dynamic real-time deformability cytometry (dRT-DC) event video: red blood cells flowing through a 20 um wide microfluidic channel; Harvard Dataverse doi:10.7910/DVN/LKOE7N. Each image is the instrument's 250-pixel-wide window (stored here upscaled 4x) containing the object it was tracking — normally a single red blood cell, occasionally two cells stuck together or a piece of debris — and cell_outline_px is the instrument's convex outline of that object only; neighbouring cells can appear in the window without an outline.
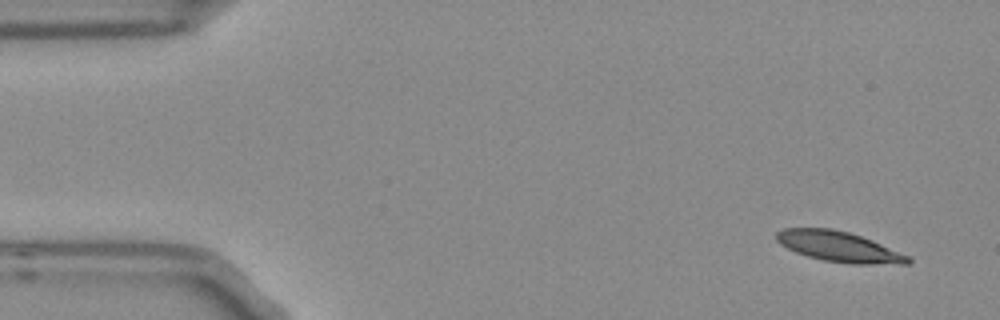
{"species": "Egyptian fruit bat (a non-hibernating species)", "species_latin": "Rousettus aegyptiacus", "temperature_condition": "room temperature", "stored_images_in_passage": 4, "camera_frame_rate_fps": 3000, "um_per_image_px": 0.085, "frame": {"image": 1, "passage_image": 1, "time_ms": 0.0, "image_size_px": [1000, 320], "cell_outline_px": [[912, 264], [852, 264], [824, 260], [808, 256], [796, 252], [780, 244], [776, 240], [776, 232], [784, 228], [832, 228], [848, 232], [872, 240], [912, 256]], "centroid_in_image_um": [71.37, 20.97], "position_along_channel_um": 13.6, "area_um2": 23.41}}
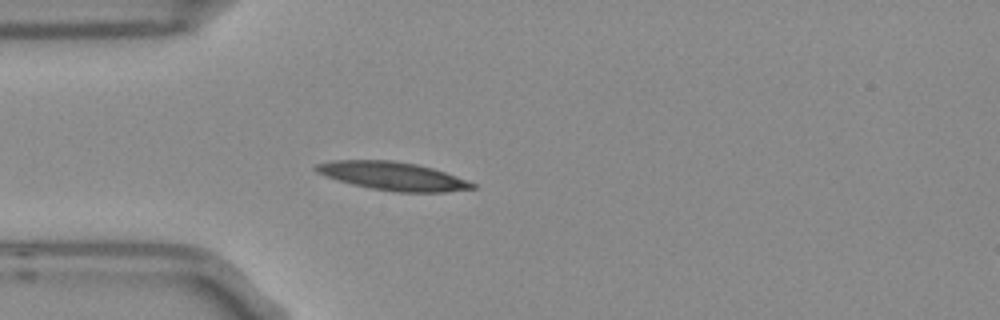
{"frame": {"image": 2, "passage_image": 4, "time_ms": 1.0, "image_size_px": [1000, 320], "cell_outline_px": [[476, 188], [444, 192], [396, 192], [372, 188], [352, 184], [324, 176], [316, 172], [312, 168], [316, 164], [336, 160], [392, 160], [416, 164], [432, 168], [456, 176], [476, 184]], "centroid_in_image_um": [33.36, 14.96], "position_along_channel_um": 51.6, "area_um2": 25.66}}